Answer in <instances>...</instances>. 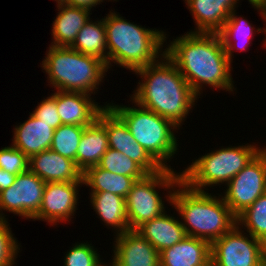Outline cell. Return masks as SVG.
Returning a JSON list of instances; mask_svg holds the SVG:
<instances>
[{
    "label": "cell",
    "mask_w": 266,
    "mask_h": 266,
    "mask_svg": "<svg viewBox=\"0 0 266 266\" xmlns=\"http://www.w3.org/2000/svg\"><path fill=\"white\" fill-rule=\"evenodd\" d=\"M72 49L102 60L107 66V39L104 18L88 20L80 29Z\"/></svg>",
    "instance_id": "484cf974"
},
{
    "label": "cell",
    "mask_w": 266,
    "mask_h": 266,
    "mask_svg": "<svg viewBox=\"0 0 266 266\" xmlns=\"http://www.w3.org/2000/svg\"><path fill=\"white\" fill-rule=\"evenodd\" d=\"M262 148L255 143L224 148L222 146L193 160L181 172V180L190 189L201 192L208 190V187L226 185Z\"/></svg>",
    "instance_id": "52a82bcc"
},
{
    "label": "cell",
    "mask_w": 266,
    "mask_h": 266,
    "mask_svg": "<svg viewBox=\"0 0 266 266\" xmlns=\"http://www.w3.org/2000/svg\"><path fill=\"white\" fill-rule=\"evenodd\" d=\"M13 130L12 145L30 158L50 149L55 129L30 113L28 119L17 124Z\"/></svg>",
    "instance_id": "d6986e66"
},
{
    "label": "cell",
    "mask_w": 266,
    "mask_h": 266,
    "mask_svg": "<svg viewBox=\"0 0 266 266\" xmlns=\"http://www.w3.org/2000/svg\"><path fill=\"white\" fill-rule=\"evenodd\" d=\"M91 94L82 92L56 91V106L61 123L87 127L98 117L100 111L107 106L94 102Z\"/></svg>",
    "instance_id": "9a60e30c"
},
{
    "label": "cell",
    "mask_w": 266,
    "mask_h": 266,
    "mask_svg": "<svg viewBox=\"0 0 266 266\" xmlns=\"http://www.w3.org/2000/svg\"><path fill=\"white\" fill-rule=\"evenodd\" d=\"M211 266H266L264 242L237 224L210 244Z\"/></svg>",
    "instance_id": "9c48e42d"
},
{
    "label": "cell",
    "mask_w": 266,
    "mask_h": 266,
    "mask_svg": "<svg viewBox=\"0 0 266 266\" xmlns=\"http://www.w3.org/2000/svg\"><path fill=\"white\" fill-rule=\"evenodd\" d=\"M167 213L165 211L162 215L144 222L136 229L159 253L187 237L178 217Z\"/></svg>",
    "instance_id": "ffe728a7"
},
{
    "label": "cell",
    "mask_w": 266,
    "mask_h": 266,
    "mask_svg": "<svg viewBox=\"0 0 266 266\" xmlns=\"http://www.w3.org/2000/svg\"><path fill=\"white\" fill-rule=\"evenodd\" d=\"M103 1L104 0H68L66 5L71 7L83 8L92 12L91 8L93 10V7H96V5L101 4Z\"/></svg>",
    "instance_id": "836d02e7"
},
{
    "label": "cell",
    "mask_w": 266,
    "mask_h": 266,
    "mask_svg": "<svg viewBox=\"0 0 266 266\" xmlns=\"http://www.w3.org/2000/svg\"><path fill=\"white\" fill-rule=\"evenodd\" d=\"M29 170L47 182H83L75 161L48 149L29 158Z\"/></svg>",
    "instance_id": "2e32d148"
},
{
    "label": "cell",
    "mask_w": 266,
    "mask_h": 266,
    "mask_svg": "<svg viewBox=\"0 0 266 266\" xmlns=\"http://www.w3.org/2000/svg\"><path fill=\"white\" fill-rule=\"evenodd\" d=\"M237 225L263 242L266 241V193L237 217Z\"/></svg>",
    "instance_id": "4316f807"
},
{
    "label": "cell",
    "mask_w": 266,
    "mask_h": 266,
    "mask_svg": "<svg viewBox=\"0 0 266 266\" xmlns=\"http://www.w3.org/2000/svg\"><path fill=\"white\" fill-rule=\"evenodd\" d=\"M31 114L40 121L49 124L53 129L62 125L56 106V91L40 101Z\"/></svg>",
    "instance_id": "d6a6232c"
},
{
    "label": "cell",
    "mask_w": 266,
    "mask_h": 266,
    "mask_svg": "<svg viewBox=\"0 0 266 266\" xmlns=\"http://www.w3.org/2000/svg\"><path fill=\"white\" fill-rule=\"evenodd\" d=\"M222 198L237 217L266 193V146L227 184Z\"/></svg>",
    "instance_id": "30bf717a"
},
{
    "label": "cell",
    "mask_w": 266,
    "mask_h": 266,
    "mask_svg": "<svg viewBox=\"0 0 266 266\" xmlns=\"http://www.w3.org/2000/svg\"><path fill=\"white\" fill-rule=\"evenodd\" d=\"M134 106L107 103L127 125L130 133L148 153L163 167L171 168L167 164L179 149L176 139L177 127L172 121L163 118L155 112L140 106L132 98Z\"/></svg>",
    "instance_id": "8992f818"
},
{
    "label": "cell",
    "mask_w": 266,
    "mask_h": 266,
    "mask_svg": "<svg viewBox=\"0 0 266 266\" xmlns=\"http://www.w3.org/2000/svg\"><path fill=\"white\" fill-rule=\"evenodd\" d=\"M90 242H77L64 257L63 266H106L105 261L101 262V256Z\"/></svg>",
    "instance_id": "f546056e"
},
{
    "label": "cell",
    "mask_w": 266,
    "mask_h": 266,
    "mask_svg": "<svg viewBox=\"0 0 266 266\" xmlns=\"http://www.w3.org/2000/svg\"><path fill=\"white\" fill-rule=\"evenodd\" d=\"M217 195L190 189L182 181L175 187L171 206L182 219L187 236L204 239L211 244L237 224L236 216L221 194Z\"/></svg>",
    "instance_id": "277c9868"
},
{
    "label": "cell",
    "mask_w": 266,
    "mask_h": 266,
    "mask_svg": "<svg viewBox=\"0 0 266 266\" xmlns=\"http://www.w3.org/2000/svg\"><path fill=\"white\" fill-rule=\"evenodd\" d=\"M109 148L106 128L96 119L84 127L76 152V165L84 172L91 166L98 165Z\"/></svg>",
    "instance_id": "603a6c76"
},
{
    "label": "cell",
    "mask_w": 266,
    "mask_h": 266,
    "mask_svg": "<svg viewBox=\"0 0 266 266\" xmlns=\"http://www.w3.org/2000/svg\"><path fill=\"white\" fill-rule=\"evenodd\" d=\"M104 17L107 39V68L114 64L135 72L155 63L164 53L167 34L124 19L111 11Z\"/></svg>",
    "instance_id": "3957f363"
},
{
    "label": "cell",
    "mask_w": 266,
    "mask_h": 266,
    "mask_svg": "<svg viewBox=\"0 0 266 266\" xmlns=\"http://www.w3.org/2000/svg\"><path fill=\"white\" fill-rule=\"evenodd\" d=\"M83 185L91 192H110L126 199L128 192L137 181L134 177L115 174L98 165L87 168L83 174Z\"/></svg>",
    "instance_id": "d4e9b609"
},
{
    "label": "cell",
    "mask_w": 266,
    "mask_h": 266,
    "mask_svg": "<svg viewBox=\"0 0 266 266\" xmlns=\"http://www.w3.org/2000/svg\"><path fill=\"white\" fill-rule=\"evenodd\" d=\"M83 182H47L38 214L32 220L50 225L71 221L79 203V188Z\"/></svg>",
    "instance_id": "4fadbf2b"
},
{
    "label": "cell",
    "mask_w": 266,
    "mask_h": 266,
    "mask_svg": "<svg viewBox=\"0 0 266 266\" xmlns=\"http://www.w3.org/2000/svg\"><path fill=\"white\" fill-rule=\"evenodd\" d=\"M46 183L30 170L16 176L15 182L0 192V219L3 211L33 219L39 211Z\"/></svg>",
    "instance_id": "8fae6325"
},
{
    "label": "cell",
    "mask_w": 266,
    "mask_h": 266,
    "mask_svg": "<svg viewBox=\"0 0 266 266\" xmlns=\"http://www.w3.org/2000/svg\"><path fill=\"white\" fill-rule=\"evenodd\" d=\"M46 52L40 67L48 75V85L57 91L95 95L107 76L108 68L102 60L71 47L49 44Z\"/></svg>",
    "instance_id": "5b68a950"
},
{
    "label": "cell",
    "mask_w": 266,
    "mask_h": 266,
    "mask_svg": "<svg viewBox=\"0 0 266 266\" xmlns=\"http://www.w3.org/2000/svg\"><path fill=\"white\" fill-rule=\"evenodd\" d=\"M134 74L140 76L142 82L139 80L130 98L182 127L199 97L165 53L155 63Z\"/></svg>",
    "instance_id": "7a4b0ae2"
},
{
    "label": "cell",
    "mask_w": 266,
    "mask_h": 266,
    "mask_svg": "<svg viewBox=\"0 0 266 266\" xmlns=\"http://www.w3.org/2000/svg\"><path fill=\"white\" fill-rule=\"evenodd\" d=\"M250 4H262L266 5V0H248Z\"/></svg>",
    "instance_id": "8d00e7d4"
},
{
    "label": "cell",
    "mask_w": 266,
    "mask_h": 266,
    "mask_svg": "<svg viewBox=\"0 0 266 266\" xmlns=\"http://www.w3.org/2000/svg\"><path fill=\"white\" fill-rule=\"evenodd\" d=\"M251 5L254 9H257V12H259V14L261 16V19L262 20L264 19V22H266V5H262V4H251ZM264 25H266V23ZM263 33L266 34V26L264 28ZM263 41H264L263 45H265V47H266V37L264 38Z\"/></svg>",
    "instance_id": "d590c367"
},
{
    "label": "cell",
    "mask_w": 266,
    "mask_h": 266,
    "mask_svg": "<svg viewBox=\"0 0 266 266\" xmlns=\"http://www.w3.org/2000/svg\"><path fill=\"white\" fill-rule=\"evenodd\" d=\"M58 14L52 23L51 45L57 47H71L75 42L78 32L91 19L90 11L71 7L68 5L57 6Z\"/></svg>",
    "instance_id": "7402d4cb"
},
{
    "label": "cell",
    "mask_w": 266,
    "mask_h": 266,
    "mask_svg": "<svg viewBox=\"0 0 266 266\" xmlns=\"http://www.w3.org/2000/svg\"><path fill=\"white\" fill-rule=\"evenodd\" d=\"M114 236L109 266H160V253L136 229Z\"/></svg>",
    "instance_id": "5bb4252c"
},
{
    "label": "cell",
    "mask_w": 266,
    "mask_h": 266,
    "mask_svg": "<svg viewBox=\"0 0 266 266\" xmlns=\"http://www.w3.org/2000/svg\"><path fill=\"white\" fill-rule=\"evenodd\" d=\"M84 127L62 124L54 130L50 149L76 163V152Z\"/></svg>",
    "instance_id": "83f0119b"
},
{
    "label": "cell",
    "mask_w": 266,
    "mask_h": 266,
    "mask_svg": "<svg viewBox=\"0 0 266 266\" xmlns=\"http://www.w3.org/2000/svg\"><path fill=\"white\" fill-rule=\"evenodd\" d=\"M264 259L266 264V241L264 242Z\"/></svg>",
    "instance_id": "f35d334b"
},
{
    "label": "cell",
    "mask_w": 266,
    "mask_h": 266,
    "mask_svg": "<svg viewBox=\"0 0 266 266\" xmlns=\"http://www.w3.org/2000/svg\"><path fill=\"white\" fill-rule=\"evenodd\" d=\"M181 181V172L177 173L176 170L170 168H163L137 180L126 197L129 228L137 229L144 222L162 215L166 207L157 189L168 190L164 198L172 205L175 187Z\"/></svg>",
    "instance_id": "ba28073f"
},
{
    "label": "cell",
    "mask_w": 266,
    "mask_h": 266,
    "mask_svg": "<svg viewBox=\"0 0 266 266\" xmlns=\"http://www.w3.org/2000/svg\"><path fill=\"white\" fill-rule=\"evenodd\" d=\"M160 266H211L210 243L187 236L160 252Z\"/></svg>",
    "instance_id": "ac0fdd59"
},
{
    "label": "cell",
    "mask_w": 266,
    "mask_h": 266,
    "mask_svg": "<svg viewBox=\"0 0 266 266\" xmlns=\"http://www.w3.org/2000/svg\"><path fill=\"white\" fill-rule=\"evenodd\" d=\"M89 195L92 209L106 227H112L116 235L130 229L125 198L110 192H90Z\"/></svg>",
    "instance_id": "44dd1931"
},
{
    "label": "cell",
    "mask_w": 266,
    "mask_h": 266,
    "mask_svg": "<svg viewBox=\"0 0 266 266\" xmlns=\"http://www.w3.org/2000/svg\"><path fill=\"white\" fill-rule=\"evenodd\" d=\"M16 176L0 168V192L9 188L15 182Z\"/></svg>",
    "instance_id": "e575fe53"
},
{
    "label": "cell",
    "mask_w": 266,
    "mask_h": 266,
    "mask_svg": "<svg viewBox=\"0 0 266 266\" xmlns=\"http://www.w3.org/2000/svg\"><path fill=\"white\" fill-rule=\"evenodd\" d=\"M97 120L106 128L109 148L123 153L148 174L163 169L148 151L135 141L125 122L109 106L100 111Z\"/></svg>",
    "instance_id": "7c38bea8"
},
{
    "label": "cell",
    "mask_w": 266,
    "mask_h": 266,
    "mask_svg": "<svg viewBox=\"0 0 266 266\" xmlns=\"http://www.w3.org/2000/svg\"><path fill=\"white\" fill-rule=\"evenodd\" d=\"M236 13V10L230 13V16L224 23V26L218 32L223 47L226 50V55L231 63L233 62L234 58L233 53L237 47L238 48L236 49V51H247V47L250 46L249 44L251 43L254 34H256V31L257 33L264 32V28L254 27L246 18L244 19V17H241V15L239 17V15L237 16ZM235 38L239 40L238 43ZM231 40H235V42H232Z\"/></svg>",
    "instance_id": "cb8c5ba5"
},
{
    "label": "cell",
    "mask_w": 266,
    "mask_h": 266,
    "mask_svg": "<svg viewBox=\"0 0 266 266\" xmlns=\"http://www.w3.org/2000/svg\"><path fill=\"white\" fill-rule=\"evenodd\" d=\"M9 224L7 219H0V266H15L20 253L21 244L13 237Z\"/></svg>",
    "instance_id": "4dcf8cb0"
},
{
    "label": "cell",
    "mask_w": 266,
    "mask_h": 266,
    "mask_svg": "<svg viewBox=\"0 0 266 266\" xmlns=\"http://www.w3.org/2000/svg\"><path fill=\"white\" fill-rule=\"evenodd\" d=\"M240 0H185L196 24L190 33H218Z\"/></svg>",
    "instance_id": "e0dca14e"
},
{
    "label": "cell",
    "mask_w": 266,
    "mask_h": 266,
    "mask_svg": "<svg viewBox=\"0 0 266 266\" xmlns=\"http://www.w3.org/2000/svg\"><path fill=\"white\" fill-rule=\"evenodd\" d=\"M0 168L18 175L29 170V158L14 145L0 149Z\"/></svg>",
    "instance_id": "1f68e13d"
},
{
    "label": "cell",
    "mask_w": 266,
    "mask_h": 266,
    "mask_svg": "<svg viewBox=\"0 0 266 266\" xmlns=\"http://www.w3.org/2000/svg\"><path fill=\"white\" fill-rule=\"evenodd\" d=\"M164 51L199 98L205 86L229 93L236 90L232 63L218 33L187 32L173 38Z\"/></svg>",
    "instance_id": "6da1fadb"
},
{
    "label": "cell",
    "mask_w": 266,
    "mask_h": 266,
    "mask_svg": "<svg viewBox=\"0 0 266 266\" xmlns=\"http://www.w3.org/2000/svg\"><path fill=\"white\" fill-rule=\"evenodd\" d=\"M57 6H61V5H66V3L68 2V0H55Z\"/></svg>",
    "instance_id": "74e56055"
},
{
    "label": "cell",
    "mask_w": 266,
    "mask_h": 266,
    "mask_svg": "<svg viewBox=\"0 0 266 266\" xmlns=\"http://www.w3.org/2000/svg\"><path fill=\"white\" fill-rule=\"evenodd\" d=\"M98 166L115 174L134 177L136 180H140L148 174L138 163L111 148L106 150Z\"/></svg>",
    "instance_id": "f1b7e54d"
}]
</instances>
